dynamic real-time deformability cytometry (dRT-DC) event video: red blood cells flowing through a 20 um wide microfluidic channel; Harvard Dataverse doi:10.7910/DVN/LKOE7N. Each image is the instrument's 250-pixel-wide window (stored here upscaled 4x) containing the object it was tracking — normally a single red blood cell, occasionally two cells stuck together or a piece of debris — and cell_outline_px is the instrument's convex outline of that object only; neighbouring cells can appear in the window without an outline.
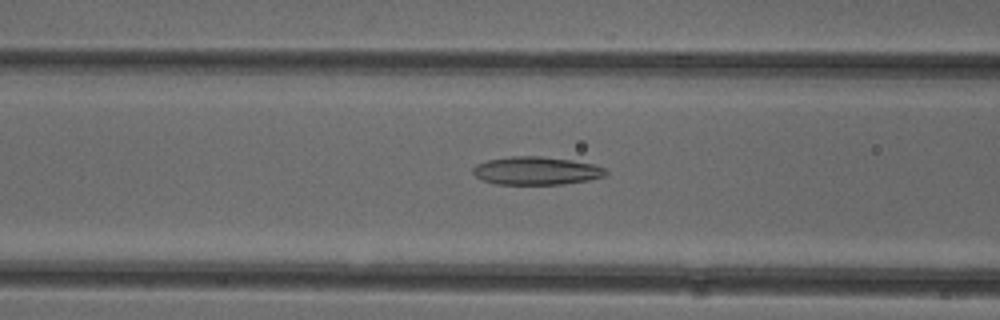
{"species": "common noctule bat (a hibernating species)", "species_latin": "Nyctalus noctula", "temperature_condition": "cold", "stored_images_in_passage": 49, "camera_frame_rate_fps": 3000, "um_per_image_px": 0.085, "animal": {"sex": "female"}, "frame": {"image": 1, "passage_image": 18, "time_ms": 5.667, "image_size_px": [1000, 320], "cell_outline_px": [[608, 172], [604, 176], [588, 180], [564, 184], [496, 184], [480, 180], [472, 172], [472, 168], [476, 164], [488, 160], [512, 156], [540, 156], [572, 160], [592, 164], [604, 168]], "centroid_in_image_um": [45.55, 14.51], "position_along_channel_um": 121.1, "area_um2": 21.73}}
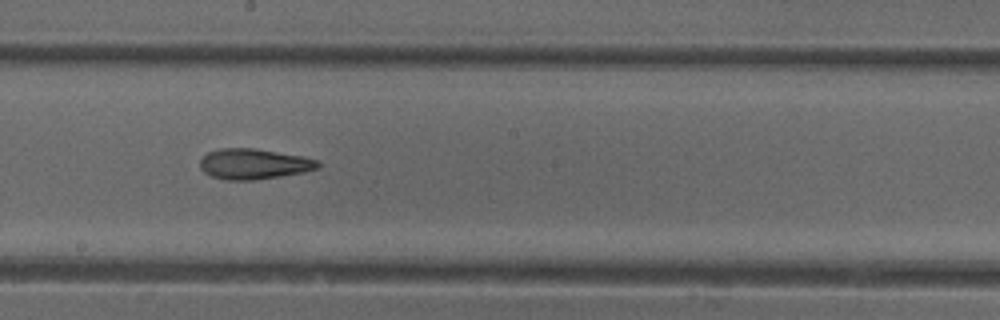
{"frame": {"image": 2, "passage_image": 26, "time_ms": 8.333, "image_size_px": [1000, 320], "cell_outline_px": [[320, 168], [304, 172], [280, 176], [252, 180], [228, 180], [212, 176], [204, 172], [200, 168], [200, 160], [208, 152], [220, 148], [256, 148], [304, 156], [320, 160]], "centroid_in_image_um": [21.62, 13.92], "position_along_channel_um": 226.6, "area_um2": 21.1}}
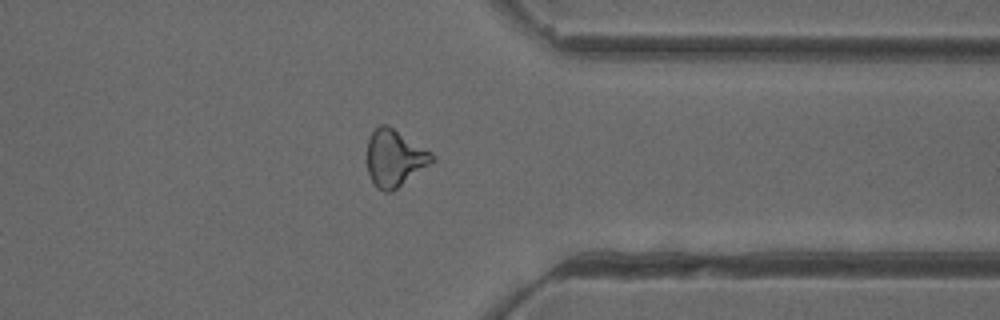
{"frame": {"image": 3, "passage_image": 38, "time_ms": 12.333, "image_size_px": [1000, 320], "cell_outline_px": [[436, 160], [392, 192], [384, 192], [376, 188], [372, 184], [368, 172], [368, 140], [372, 132], [380, 124], [388, 124], [432, 152], [436, 156]], "centroid_in_image_um": [33.56, 13.45], "position_along_channel_um": 377.8, "area_um2": 21.73}, "authors_computed_cell_mechanics": {"area_um2": 21.4438, "velocity_mm_per_s": 3.9457, "shape_relaxation_time_tau1_ms": null, "shape_relaxation_time_tau2_ms": 4.4359, "deformation_change_tau1": null, "deformation_change_tau2": 0.1475}}